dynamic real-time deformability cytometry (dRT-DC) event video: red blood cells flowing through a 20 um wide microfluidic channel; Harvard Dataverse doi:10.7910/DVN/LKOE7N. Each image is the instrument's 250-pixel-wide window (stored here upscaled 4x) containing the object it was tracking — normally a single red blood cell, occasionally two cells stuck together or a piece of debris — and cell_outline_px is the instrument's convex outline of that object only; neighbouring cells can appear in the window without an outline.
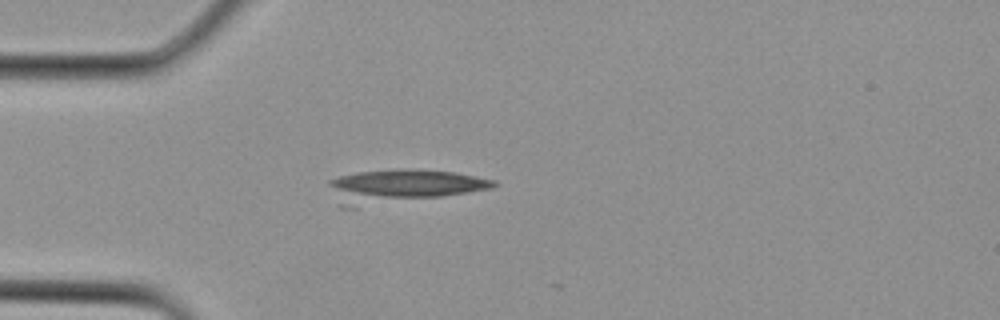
{"species": "Egyptian fruit bat (a non-hibernating species)", "species_latin": "Rousettus aegyptiacus", "temperature_condition": "cold", "stored_images_in_passage": 2, "camera_frame_rate_fps": 3000, "um_per_image_px": 0.085, "animal": {"sex": "female"}, "frame": {"image": 1, "passage_image": 2, "time_ms": 0.333, "image_size_px": [1000, 320], "cell_outline_px": [[500, 184], [492, 188], [468, 192], [356, 208], [340, 208], [328, 184], [328, 180], [340, 176], [356, 172], [400, 168], [456, 172], [496, 180]], "centroid_in_image_um": [34.14, 15.82], "position_along_channel_um": 50.9, "area_um2": 32.08}}